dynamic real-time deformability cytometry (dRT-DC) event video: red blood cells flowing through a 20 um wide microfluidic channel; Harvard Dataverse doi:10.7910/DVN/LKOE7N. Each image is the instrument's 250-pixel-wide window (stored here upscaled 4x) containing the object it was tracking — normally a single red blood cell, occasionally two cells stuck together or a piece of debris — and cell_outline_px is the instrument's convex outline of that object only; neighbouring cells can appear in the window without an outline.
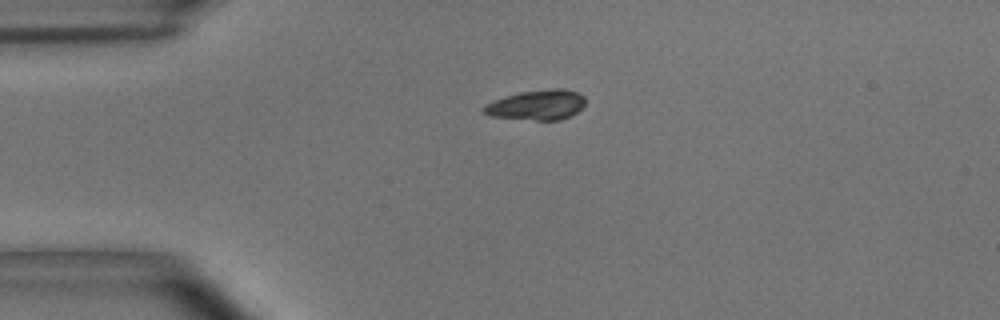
{"species": "common noctule bat (a hibernating species)", "species_latin": "Nyctalus noctula", "temperature_condition": "room temperature", "stored_images_in_passage": 2, "camera_frame_rate_fps": 3000, "um_per_image_px": 0.085, "animal": {"sex": "male", "body_mass_g": 15.6}, "frame": {"image": 1, "passage_image": 1, "time_ms": 0.0, "image_size_px": [1000, 320], "cell_outline_px": [[584, 104], [576, 112], [560, 120], [536, 120], [488, 116], [480, 108], [484, 104], [492, 100], [504, 96], [520, 92], [556, 88], [564, 88], [576, 92], [584, 96]], "centroid_in_image_um": [45.57, 8.91], "position_along_channel_um": 39.4, "area_um2": 17.8}}